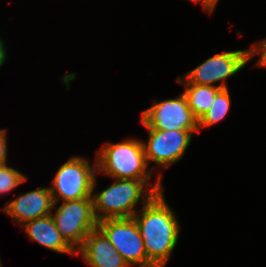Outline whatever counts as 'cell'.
<instances>
[{
	"instance_id": "obj_12",
	"label": "cell",
	"mask_w": 266,
	"mask_h": 267,
	"mask_svg": "<svg viewBox=\"0 0 266 267\" xmlns=\"http://www.w3.org/2000/svg\"><path fill=\"white\" fill-rule=\"evenodd\" d=\"M22 226L26 235L39 245L59 254H76L59 233L51 214L28 221Z\"/></svg>"
},
{
	"instance_id": "obj_13",
	"label": "cell",
	"mask_w": 266,
	"mask_h": 267,
	"mask_svg": "<svg viewBox=\"0 0 266 267\" xmlns=\"http://www.w3.org/2000/svg\"><path fill=\"white\" fill-rule=\"evenodd\" d=\"M177 82L186 85L183 93L187 97L192 114L199 121L211 107L216 94L221 89L210 85L189 83L183 76L178 77Z\"/></svg>"
},
{
	"instance_id": "obj_17",
	"label": "cell",
	"mask_w": 266,
	"mask_h": 267,
	"mask_svg": "<svg viewBox=\"0 0 266 267\" xmlns=\"http://www.w3.org/2000/svg\"><path fill=\"white\" fill-rule=\"evenodd\" d=\"M7 131L0 129V166L7 164Z\"/></svg>"
},
{
	"instance_id": "obj_18",
	"label": "cell",
	"mask_w": 266,
	"mask_h": 267,
	"mask_svg": "<svg viewBox=\"0 0 266 267\" xmlns=\"http://www.w3.org/2000/svg\"><path fill=\"white\" fill-rule=\"evenodd\" d=\"M194 3H201L205 11H207L209 14L213 13L215 11V7L219 0H191Z\"/></svg>"
},
{
	"instance_id": "obj_19",
	"label": "cell",
	"mask_w": 266,
	"mask_h": 267,
	"mask_svg": "<svg viewBox=\"0 0 266 267\" xmlns=\"http://www.w3.org/2000/svg\"><path fill=\"white\" fill-rule=\"evenodd\" d=\"M4 41L2 40V38L0 37V67L3 66L6 58H7V54H6V48L4 47Z\"/></svg>"
},
{
	"instance_id": "obj_16",
	"label": "cell",
	"mask_w": 266,
	"mask_h": 267,
	"mask_svg": "<svg viewBox=\"0 0 266 267\" xmlns=\"http://www.w3.org/2000/svg\"><path fill=\"white\" fill-rule=\"evenodd\" d=\"M252 54L253 57L256 54H260V57L258 61L256 62V65L254 67H265L266 68V38L262 41H257L252 44Z\"/></svg>"
},
{
	"instance_id": "obj_9",
	"label": "cell",
	"mask_w": 266,
	"mask_h": 267,
	"mask_svg": "<svg viewBox=\"0 0 266 267\" xmlns=\"http://www.w3.org/2000/svg\"><path fill=\"white\" fill-rule=\"evenodd\" d=\"M141 119L159 130H199L198 120L189 108L186 95L157 102L141 113Z\"/></svg>"
},
{
	"instance_id": "obj_15",
	"label": "cell",
	"mask_w": 266,
	"mask_h": 267,
	"mask_svg": "<svg viewBox=\"0 0 266 267\" xmlns=\"http://www.w3.org/2000/svg\"><path fill=\"white\" fill-rule=\"evenodd\" d=\"M26 180L27 177L22 174L21 171L16 170L7 164L0 166V195H5L11 192Z\"/></svg>"
},
{
	"instance_id": "obj_14",
	"label": "cell",
	"mask_w": 266,
	"mask_h": 267,
	"mask_svg": "<svg viewBox=\"0 0 266 267\" xmlns=\"http://www.w3.org/2000/svg\"><path fill=\"white\" fill-rule=\"evenodd\" d=\"M231 105V97L228 88L221 89L215 96L211 107L198 121L199 132L201 128H206L220 122L226 117Z\"/></svg>"
},
{
	"instance_id": "obj_2",
	"label": "cell",
	"mask_w": 266,
	"mask_h": 267,
	"mask_svg": "<svg viewBox=\"0 0 266 267\" xmlns=\"http://www.w3.org/2000/svg\"><path fill=\"white\" fill-rule=\"evenodd\" d=\"M162 178V174L157 176L153 186L151 180L114 178V182L105 190H97L96 194H92L96 220L133 217L138 211L136 206L140 200L143 206L156 193L162 192Z\"/></svg>"
},
{
	"instance_id": "obj_7",
	"label": "cell",
	"mask_w": 266,
	"mask_h": 267,
	"mask_svg": "<svg viewBox=\"0 0 266 267\" xmlns=\"http://www.w3.org/2000/svg\"><path fill=\"white\" fill-rule=\"evenodd\" d=\"M141 123L149 134L147 143L142 142L147 165L154 162L158 167L165 169L184 156L194 132H199V130H159L150 128L142 119Z\"/></svg>"
},
{
	"instance_id": "obj_6",
	"label": "cell",
	"mask_w": 266,
	"mask_h": 267,
	"mask_svg": "<svg viewBox=\"0 0 266 267\" xmlns=\"http://www.w3.org/2000/svg\"><path fill=\"white\" fill-rule=\"evenodd\" d=\"M253 57L249 49L224 51L208 58L196 68L182 75L189 83L228 88L226 81L239 72ZM221 82L219 85L215 83Z\"/></svg>"
},
{
	"instance_id": "obj_3",
	"label": "cell",
	"mask_w": 266,
	"mask_h": 267,
	"mask_svg": "<svg viewBox=\"0 0 266 267\" xmlns=\"http://www.w3.org/2000/svg\"><path fill=\"white\" fill-rule=\"evenodd\" d=\"M96 160L97 172L113 179L150 180L157 168L148 170L142 141L136 138L105 143L98 150Z\"/></svg>"
},
{
	"instance_id": "obj_1",
	"label": "cell",
	"mask_w": 266,
	"mask_h": 267,
	"mask_svg": "<svg viewBox=\"0 0 266 267\" xmlns=\"http://www.w3.org/2000/svg\"><path fill=\"white\" fill-rule=\"evenodd\" d=\"M166 201L163 191L156 193L133 216L144 242L148 267H165L178 242V217Z\"/></svg>"
},
{
	"instance_id": "obj_5",
	"label": "cell",
	"mask_w": 266,
	"mask_h": 267,
	"mask_svg": "<svg viewBox=\"0 0 266 267\" xmlns=\"http://www.w3.org/2000/svg\"><path fill=\"white\" fill-rule=\"evenodd\" d=\"M51 216L61 236L75 251L98 226L93 198L64 201Z\"/></svg>"
},
{
	"instance_id": "obj_10",
	"label": "cell",
	"mask_w": 266,
	"mask_h": 267,
	"mask_svg": "<svg viewBox=\"0 0 266 267\" xmlns=\"http://www.w3.org/2000/svg\"><path fill=\"white\" fill-rule=\"evenodd\" d=\"M53 198L49 187L16 196L5 207L1 208L16 224L23 225L28 221L41 218L52 213Z\"/></svg>"
},
{
	"instance_id": "obj_8",
	"label": "cell",
	"mask_w": 266,
	"mask_h": 267,
	"mask_svg": "<svg viewBox=\"0 0 266 267\" xmlns=\"http://www.w3.org/2000/svg\"><path fill=\"white\" fill-rule=\"evenodd\" d=\"M131 267H148L143 239L134 218H107L97 226Z\"/></svg>"
},
{
	"instance_id": "obj_11",
	"label": "cell",
	"mask_w": 266,
	"mask_h": 267,
	"mask_svg": "<svg viewBox=\"0 0 266 267\" xmlns=\"http://www.w3.org/2000/svg\"><path fill=\"white\" fill-rule=\"evenodd\" d=\"M75 255H81L90 267H130L98 227L90 231Z\"/></svg>"
},
{
	"instance_id": "obj_4",
	"label": "cell",
	"mask_w": 266,
	"mask_h": 267,
	"mask_svg": "<svg viewBox=\"0 0 266 267\" xmlns=\"http://www.w3.org/2000/svg\"><path fill=\"white\" fill-rule=\"evenodd\" d=\"M96 171L97 160L92 166L88 160L79 156H72L61 165L49 187L54 201L53 208L59 200L64 202L92 198L97 185Z\"/></svg>"
}]
</instances>
